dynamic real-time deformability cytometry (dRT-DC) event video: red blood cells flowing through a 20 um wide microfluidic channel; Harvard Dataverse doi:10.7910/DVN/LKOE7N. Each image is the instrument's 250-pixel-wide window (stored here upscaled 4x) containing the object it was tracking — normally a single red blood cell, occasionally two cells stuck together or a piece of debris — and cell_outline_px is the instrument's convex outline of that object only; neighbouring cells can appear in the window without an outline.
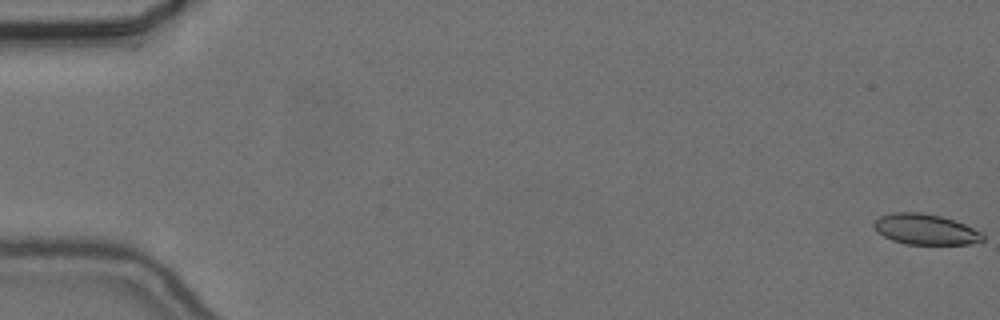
{"species": "common noctule bat (a hibernating species)", "species_latin": "Nyctalus noctula", "temperature_condition": "cold", "stored_images_in_passage": 49, "camera_frame_rate_fps": 3000, "um_per_image_px": 0.085, "animal": {"sex": "female", "body_mass_g": 24.6, "forearm_length_mm": 56.2}, "frame": {"image": 1, "passage_image": 1, "time_ms": 0.0, "image_size_px": [1000, 320], "cell_outline_px": [[984, 240], [968, 244], [904, 244], [892, 240], [876, 232], [872, 224], [880, 216], [896, 212], [920, 212], [940, 216], [964, 224], [980, 232], [984, 236]], "centroid_in_image_um": [78.62, 19.5], "position_along_channel_um": 6.4, "area_um2": 19.25}}
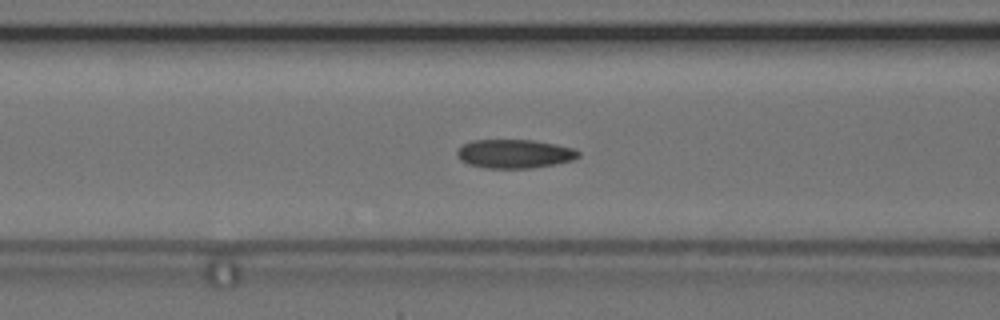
{"frame": {"image": 2, "passage_image": 24, "time_ms": 7.667, "image_size_px": [1000, 320], "cell_outline_px": [[580, 156], [572, 160], [556, 164], [532, 168], [484, 168], [468, 164], [460, 160], [456, 156], [456, 152], [464, 144], [472, 140], [532, 140], [556, 144], [576, 148], [580, 152]], "centroid_in_image_um": [43.75, 13.07], "position_along_channel_um": 122.8, "area_um2": 20.52}}
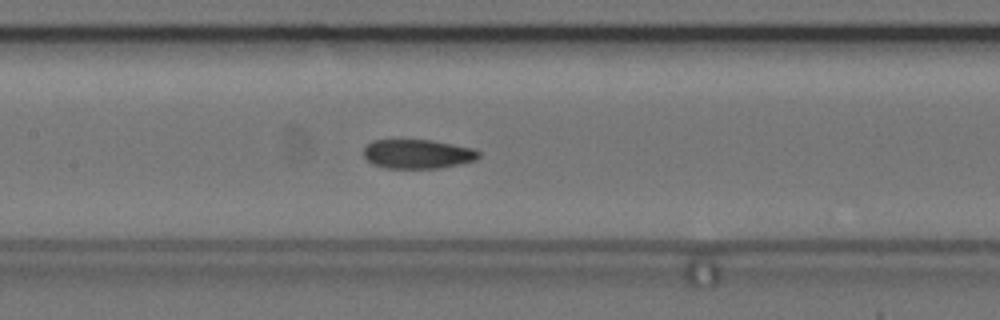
{"frame": {"image": 3, "passage_image": 28, "time_ms": 9.0, "image_size_px": [1000, 320], "cell_outline_px": [[480, 156], [476, 160], [460, 164], [440, 168], [384, 168], [372, 164], [364, 156], [364, 148], [372, 140], [432, 140], [472, 148], [480, 152]], "centroid_in_image_um": [35.5, 13.09], "position_along_channel_um": 171.9, "area_um2": 19.59}, "authors_computed_cell_mechanics": {"area_um2": 20.1144, "velocity_mm_per_s": 3.6564, "shape_relaxation_time_tau1_ms": 9.4705, "shape_relaxation_time_tau2_ms": 2.8426, "deformation_change_tau1": 0.1434, "deformation_change_tau2": 0.0854}}